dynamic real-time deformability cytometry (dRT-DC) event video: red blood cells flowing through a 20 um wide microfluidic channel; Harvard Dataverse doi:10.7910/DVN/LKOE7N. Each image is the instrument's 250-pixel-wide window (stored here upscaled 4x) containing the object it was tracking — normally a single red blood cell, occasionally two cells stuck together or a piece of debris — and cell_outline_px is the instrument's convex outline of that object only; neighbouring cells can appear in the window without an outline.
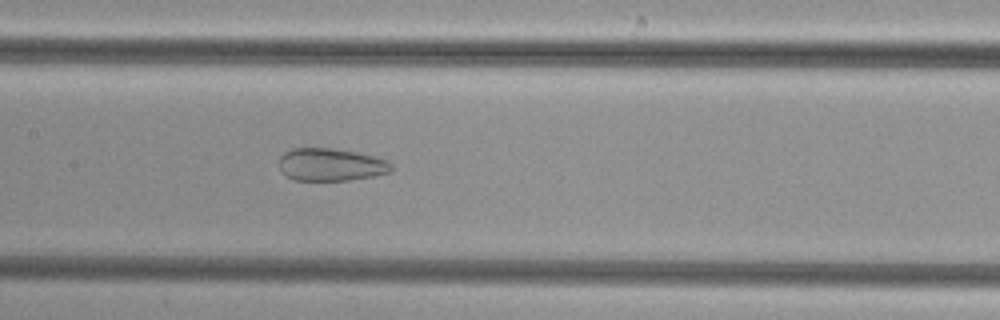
{"species": "common noctule bat (a hibernating species)", "species_latin": "Nyctalus noctula", "temperature_condition": "cold", "stored_images_in_passage": 50, "camera_frame_rate_fps": 3000, "um_per_image_px": 0.085, "animal": {"sex": "female", "body_mass_g": 29.2, "forearm_length_mm": 56.3}, "frame": {"image": 1, "passage_image": 24, "time_ms": 7.667, "image_size_px": [1000, 320], "cell_outline_px": [[392, 172], [372, 176], [348, 180], [292, 180], [284, 176], [280, 172], [280, 156], [284, 152], [292, 148], [332, 148], [356, 152], [388, 160], [392, 164]], "centroid_in_image_um": [28.09, 14.0], "position_along_channel_um": 179.3, "area_um2": 21.5}}
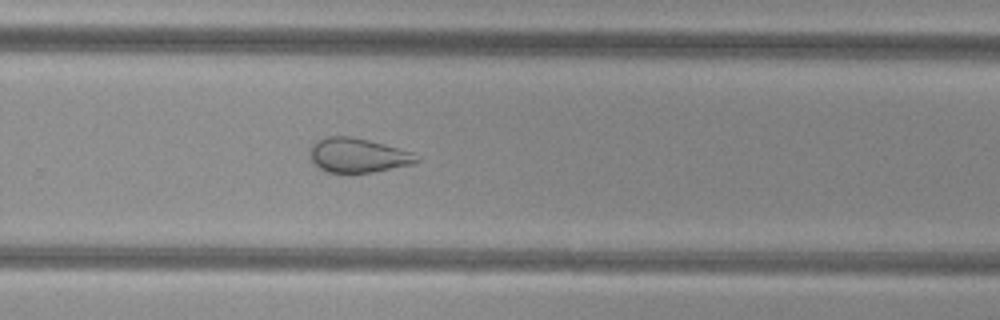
{"frame": {"image": 2, "passage_image": 33, "time_ms": 10.667, "image_size_px": [1000, 320], "cell_outline_px": [[420, 160], [412, 164], [372, 172], [328, 172], [320, 168], [312, 160], [308, 152], [308, 148], [316, 140], [328, 136], [352, 136], [384, 144], [412, 152]], "centroid_in_image_um": [30.37, 13.18], "position_along_channel_um": 299.4, "area_um2": 21.21}}
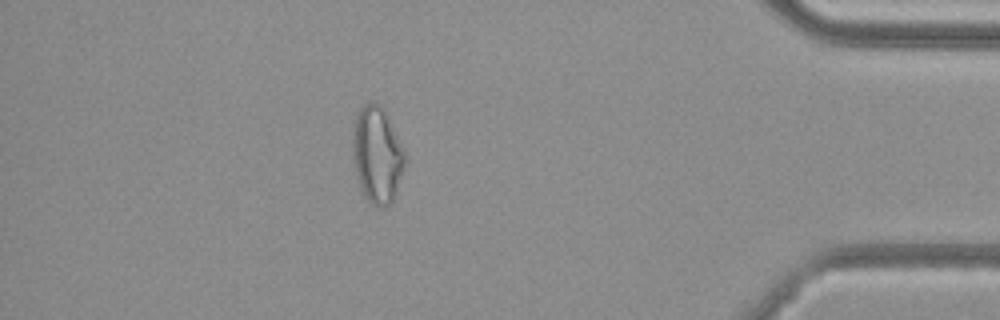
{"frame": {"image": 3, "passage_image": 44, "time_ms": 14.333, "image_size_px": [1000, 320], "cell_outline_px": [[404, 168], [396, 192], [392, 200], [384, 208], [380, 208], [372, 204], [364, 196], [360, 188], [356, 176], [352, 156], [352, 132], [356, 112], [368, 100], [372, 100], [380, 104], [384, 108], [404, 148]], "centroid_in_image_um": [32.02, 13.11], "position_along_channel_um": 403.2, "area_um2": 29.88}}